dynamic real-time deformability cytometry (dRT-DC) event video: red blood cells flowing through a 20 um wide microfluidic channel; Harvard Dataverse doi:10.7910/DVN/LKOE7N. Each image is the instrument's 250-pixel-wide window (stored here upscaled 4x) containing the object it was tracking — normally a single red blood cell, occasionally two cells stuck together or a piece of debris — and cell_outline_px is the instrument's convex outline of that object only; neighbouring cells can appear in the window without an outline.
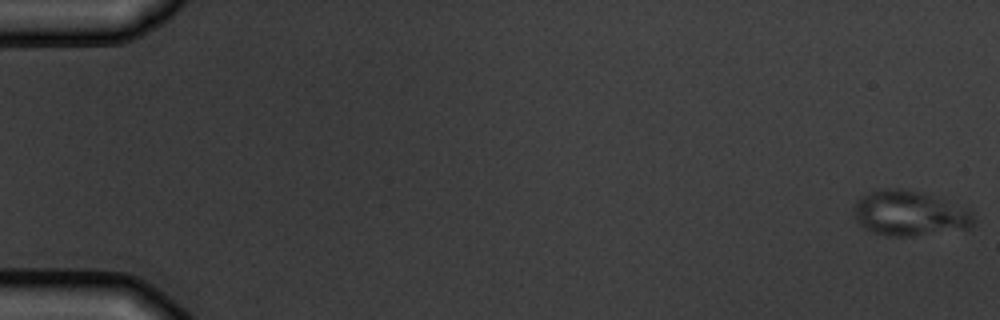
{"species": "common noctule bat (a hibernating species)", "species_latin": "Nyctalus noctula", "temperature_condition": "warm", "stored_images_in_passage": 7, "camera_frame_rate_fps": 3000, "um_per_image_px": 0.085, "animal": {"sex": "male", "body_mass_g": 19.5, "forearm_length_mm": 54.6}, "frame": {"image": 1, "passage_image": 1, "time_ms": 0.0, "image_size_px": [1000, 320], "cell_outline_px": [[976, 220], [972, 228], [912, 236], [888, 236], [872, 232], [864, 228], [852, 216], [852, 212], [856, 200], [860, 196], [884, 188], [896, 188], [920, 192], [936, 196], [968, 208], [972, 212]], "centroid_in_image_um": [77.32, 18.14], "position_along_channel_um": 7.7, "area_um2": 31.91}}